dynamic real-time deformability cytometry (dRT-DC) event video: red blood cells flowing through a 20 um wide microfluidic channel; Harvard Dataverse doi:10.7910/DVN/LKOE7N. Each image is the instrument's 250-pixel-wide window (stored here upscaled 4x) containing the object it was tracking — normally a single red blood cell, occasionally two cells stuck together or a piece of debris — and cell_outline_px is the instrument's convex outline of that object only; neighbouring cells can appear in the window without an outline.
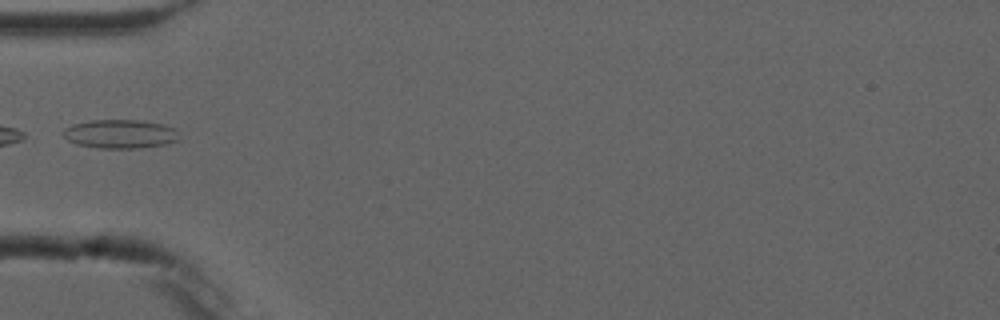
{"species": "common noctule bat (a hibernating species)", "species_latin": "Nyctalus noctula", "temperature_condition": "cold", "stored_images_in_passage": 4, "camera_frame_rate_fps": 3000, "um_per_image_px": 0.085, "animal": {"sex": "male", "forearm_length_mm": 52.5}, "frame": {"image": 1, "passage_image": 3, "time_ms": 3.333, "image_size_px": [1000, 320], "cell_outline_px": [[176, 140], [164, 144], [140, 148], [100, 148], [76, 144], [68, 140], [64, 136], [64, 128], [72, 124], [92, 120], [140, 120], [164, 124], [176, 128]], "centroid_in_image_um": [10.19, 11.38], "position_along_channel_um": 74.8, "area_um2": 19.31}}